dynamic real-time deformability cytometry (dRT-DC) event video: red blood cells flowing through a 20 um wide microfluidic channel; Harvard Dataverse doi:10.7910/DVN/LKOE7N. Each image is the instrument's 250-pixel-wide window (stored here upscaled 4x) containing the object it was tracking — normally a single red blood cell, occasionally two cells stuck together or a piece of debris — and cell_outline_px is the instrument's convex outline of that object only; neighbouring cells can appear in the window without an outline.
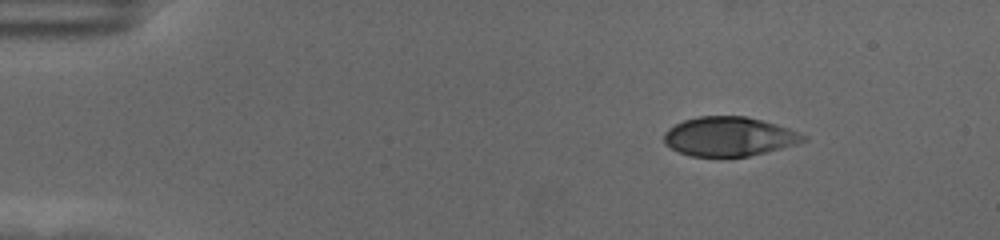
{"species": "human", "species_latin": "Homo sapiens", "temperature_condition": "cold", "stored_images_in_passage": 51, "camera_frame_rate_fps": 3000, "um_per_image_px": 0.085, "donor": {"sex": "female"}, "frame": {"image": 1, "passage_image": 1, "time_ms": 0.0, "image_size_px": [1000, 240], "cell_outline_px": [[808, 140], [796, 144], [748, 156], [688, 156], [664, 144], [664, 132], [668, 128], [684, 120], [700, 116], [744, 116], [776, 124], [788, 128], [808, 136]], "centroid_in_image_um": [61.96, 11.6], "position_along_channel_um": 23.0, "area_um2": 31.62}}
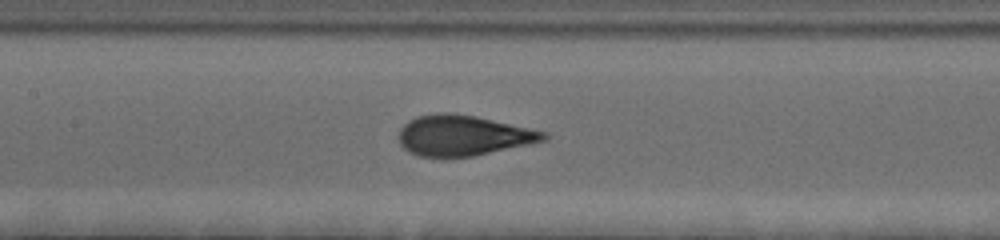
{"frame": {"image": 2, "passage_image": 21, "time_ms": 6.667, "image_size_px": [1000, 240], "cell_outline_px": [[548, 140], [472, 156], [420, 156], [408, 152], [400, 144], [400, 128], [408, 120], [416, 116], [436, 112], [448, 112], [476, 116], [548, 132]], "centroid_in_image_um": [39.37, 11.49], "position_along_channel_um": 168.0, "area_um2": 34.04}}
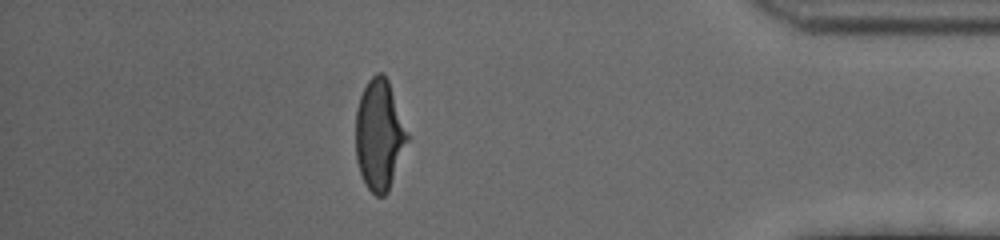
{"frame": {"image": 3, "passage_image": 44, "time_ms": 14.333, "image_size_px": [1000, 240], "cell_outline_px": [[408, 140], [388, 192], [384, 196], [376, 196], [368, 188], [360, 172], [356, 160], [356, 108], [360, 96], [368, 80], [376, 72], [380, 72], [388, 80], [408, 136]], "centroid_in_image_um": [32.22, 11.48], "position_along_channel_um": 403.0, "area_um2": 32.71}, "authors_computed_cell_mechanics": {"area_um2": 33.8708, "velocity_mm_per_s": 3.5276, "shape_relaxation_time_tau1_ms": 3.3315, "shape_relaxation_time_tau2_ms": null, "deformation_change_tau1": 0.1877, "deformation_change_tau2": null}}